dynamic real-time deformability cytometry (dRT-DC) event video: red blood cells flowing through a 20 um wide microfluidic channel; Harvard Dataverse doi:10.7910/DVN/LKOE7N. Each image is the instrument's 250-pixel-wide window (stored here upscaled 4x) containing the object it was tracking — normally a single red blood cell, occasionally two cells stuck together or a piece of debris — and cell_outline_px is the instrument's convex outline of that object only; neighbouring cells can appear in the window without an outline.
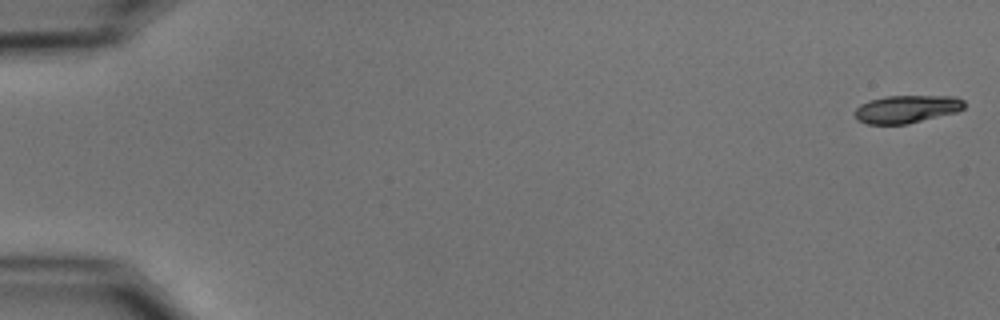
{"species": "common noctule bat (a hibernating species)", "species_latin": "Nyctalus noctula", "temperature_condition": "cold", "stored_images_in_passage": 55, "camera_frame_rate_fps": 3000, "um_per_image_px": 0.085, "animal": {"sex": "male", "body_mass_g": 15.6}, "frame": {"image": 1, "passage_image": 1, "time_ms": 0.0, "image_size_px": [1000, 320], "cell_outline_px": [[964, 108], [956, 112], [908, 124], [868, 124], [860, 120], [856, 116], [856, 108], [860, 104], [868, 100], [888, 96], [956, 96], [964, 100]], "centroid_in_image_um": [77.09, 9.26], "position_along_channel_um": 7.9, "area_um2": 17.63}}
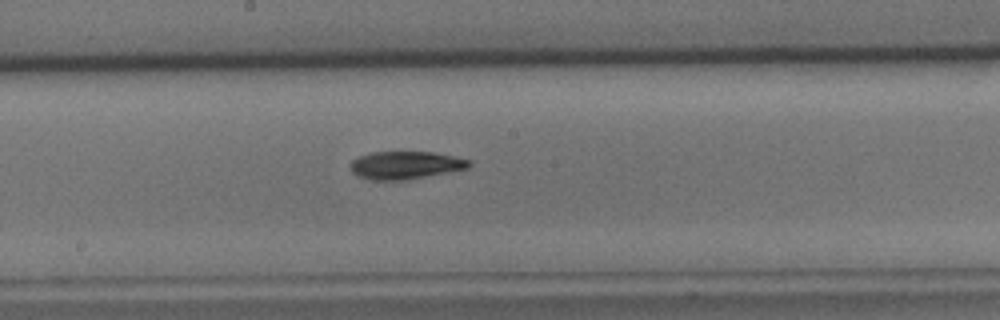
{"frame": {"image": 2, "passage_image": 30, "time_ms": 9.667, "image_size_px": [1000, 320], "cell_outline_px": [[472, 164], [468, 168], [404, 180], [372, 180], [360, 176], [352, 172], [352, 160], [360, 156], [372, 152], [436, 152], [472, 160]], "centroid_in_image_um": [34.51, 14.03], "position_along_channel_um": 213.7, "area_um2": 19.02}}
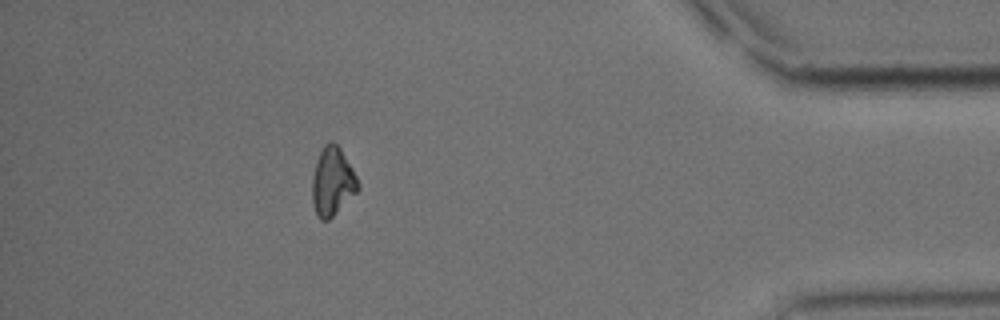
{"frame": {"image": 3, "passage_image": 49, "time_ms": 16.0, "image_size_px": [1000, 320], "cell_outline_px": [[360, 188], [328, 220], [320, 220], [316, 216], [312, 204], [312, 176], [316, 160], [324, 144], [332, 140], [340, 148], [352, 168], [360, 184]], "centroid_in_image_um": [28.23, 15.43], "position_along_channel_um": 407.0, "area_um2": 18.21}, "authors_computed_cell_mechanics": {"area_um2": 18.496, "velocity_mm_per_s": 3.7179, "shape_relaxation_time_tau1_ms": 3.7523, "shape_relaxation_time_tau2_ms": null, "deformation_change_tau1": 0.1206, "deformation_change_tau2": null}}